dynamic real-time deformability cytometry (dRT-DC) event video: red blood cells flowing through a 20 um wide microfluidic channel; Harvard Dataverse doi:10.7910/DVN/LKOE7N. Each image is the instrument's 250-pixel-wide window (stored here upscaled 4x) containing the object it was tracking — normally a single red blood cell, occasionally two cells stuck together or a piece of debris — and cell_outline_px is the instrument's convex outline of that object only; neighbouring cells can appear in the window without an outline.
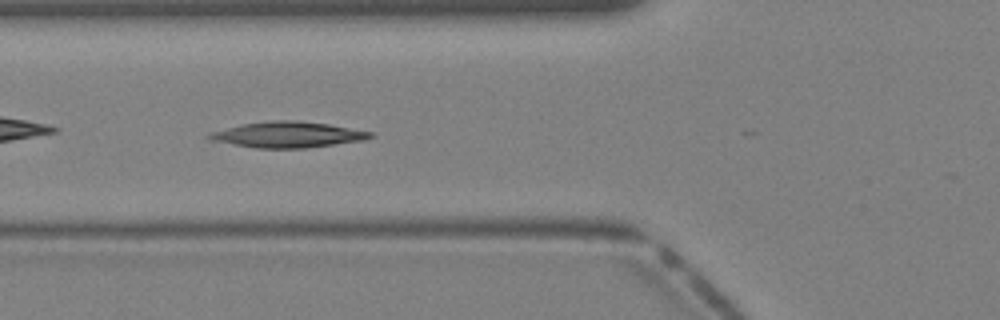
{"species": "Egyptian fruit bat (a non-hibernating species)", "species_latin": "Rousettus aegyptiacus", "temperature_condition": "warm", "stored_images_in_passage": 25, "camera_frame_rate_fps": 3000, "um_per_image_px": 0.085, "animal": {"sex": "female"}, "frame": {"image": 1, "passage_image": 14, "time_ms": 4.333, "image_size_px": [1000, 320], "cell_outline_px": [[376, 136], [364, 140], [304, 148], [256, 148], [208, 140], [208, 132], [240, 124], [272, 120], [296, 120], [328, 124], [372, 132]], "centroid_in_image_um": [24.41, 11.44], "position_along_channel_um": 101.4, "area_um2": 24.28}}
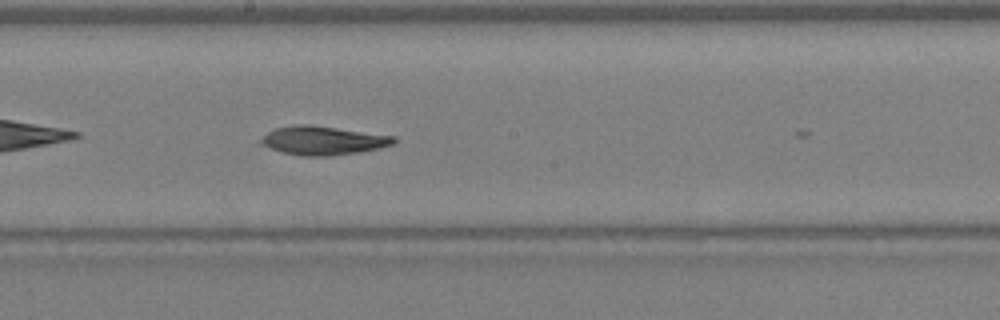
{"frame": {"image": 2, "passage_image": 21, "time_ms": 6.667, "image_size_px": [1000, 320], "cell_outline_px": [[396, 140], [392, 144], [376, 148], [356, 152], [328, 156], [300, 156], [284, 152], [256, 144], [268, 132], [276, 128], [296, 124], [308, 124], [396, 136]], "centroid_in_image_um": [27.4, 11.94], "position_along_channel_um": 220.8, "area_um2": 22.02}}
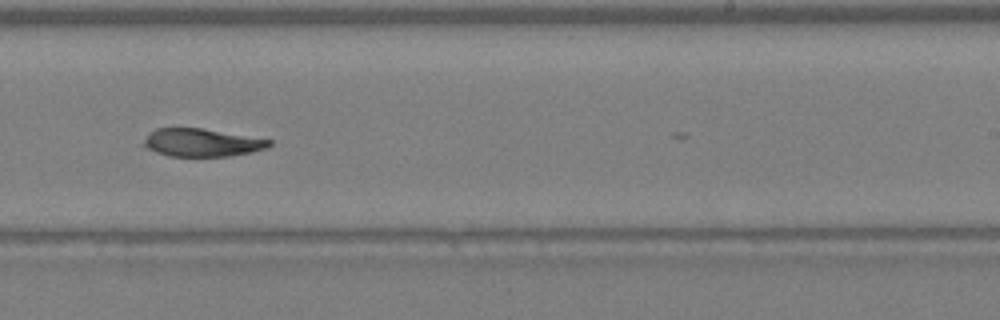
{"frame": {"image": 3, "passage_image": 24, "time_ms": 7.667, "image_size_px": [1000, 320], "cell_outline_px": [[272, 144], [268, 148], [252, 152], [228, 156], [168, 156], [156, 152], [140, 144], [148, 132], [156, 128], [200, 128], [272, 140]], "centroid_in_image_um": [17.11, 12.12], "position_along_channel_um": 271.9, "area_um2": 20.46}}